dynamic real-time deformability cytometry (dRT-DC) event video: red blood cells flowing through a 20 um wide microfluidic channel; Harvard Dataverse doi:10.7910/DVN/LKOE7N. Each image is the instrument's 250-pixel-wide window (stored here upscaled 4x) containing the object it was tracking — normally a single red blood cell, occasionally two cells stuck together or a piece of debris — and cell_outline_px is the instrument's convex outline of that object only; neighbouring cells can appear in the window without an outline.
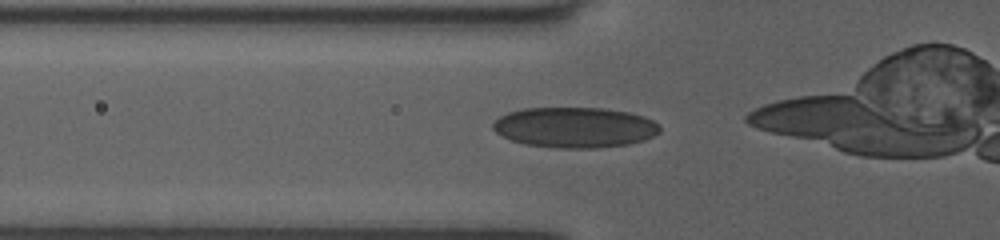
{"species": "human", "species_latin": "Homo sapiens", "temperature_condition": "room temperature", "stored_images_in_passage": 25, "camera_frame_rate_fps": 3000, "um_per_image_px": 0.085, "donor": {"sex": "female"}, "frame": {"image": 1, "passage_image": 2, "time_ms": 0.333, "image_size_px": [1000, 240], "cell_outline_px": [[660, 132], [644, 140], [628, 144], [596, 148], [556, 148], [524, 144], [512, 140], [496, 132], [492, 128], [492, 124], [500, 116], [508, 112], [524, 108], [604, 108], [628, 112], [644, 116], [660, 124]], "centroid_in_image_um": [48.87, 10.83], "position_along_channel_um": 76.9, "area_um2": 39.42}}
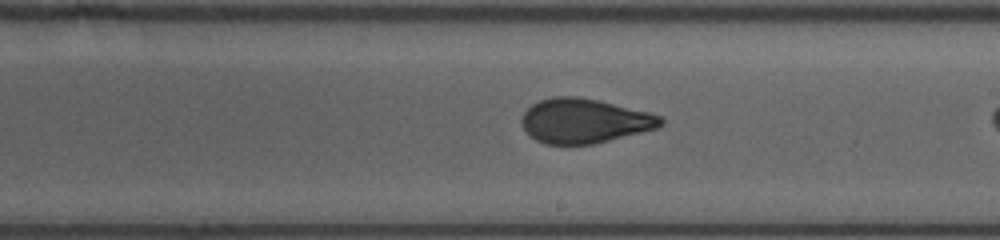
{"frame": {"image": 2, "passage_image": 14, "time_ms": 4.333, "image_size_px": [1000, 240], "cell_outline_px": [[664, 124], [656, 128], [592, 144], [544, 144], [536, 140], [520, 124], [520, 116], [532, 104], [540, 100], [552, 96], [576, 96], [600, 100], [648, 112], [660, 116], [664, 120]], "centroid_in_image_um": [49.63, 10.26], "position_along_channel_um": 239.4, "area_um2": 35.95}}
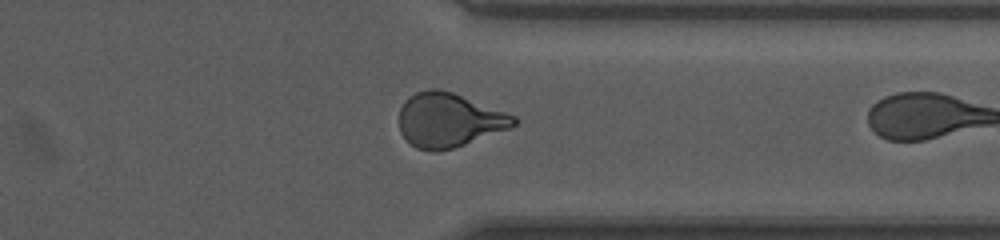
{"frame": {"image": 3, "passage_image": 24, "time_ms": 7.667, "image_size_px": [1000, 240], "cell_outline_px": [[520, 120], [516, 124], [508, 128], [464, 144], [452, 148], [436, 152], [432, 152], [416, 148], [400, 132], [400, 108], [404, 100], [408, 96], [416, 92], [432, 88], [440, 88], [452, 92], [516, 116]], "centroid_in_image_um": [38.13, 10.19], "position_along_channel_um": 373.3, "area_um2": 35.89}}